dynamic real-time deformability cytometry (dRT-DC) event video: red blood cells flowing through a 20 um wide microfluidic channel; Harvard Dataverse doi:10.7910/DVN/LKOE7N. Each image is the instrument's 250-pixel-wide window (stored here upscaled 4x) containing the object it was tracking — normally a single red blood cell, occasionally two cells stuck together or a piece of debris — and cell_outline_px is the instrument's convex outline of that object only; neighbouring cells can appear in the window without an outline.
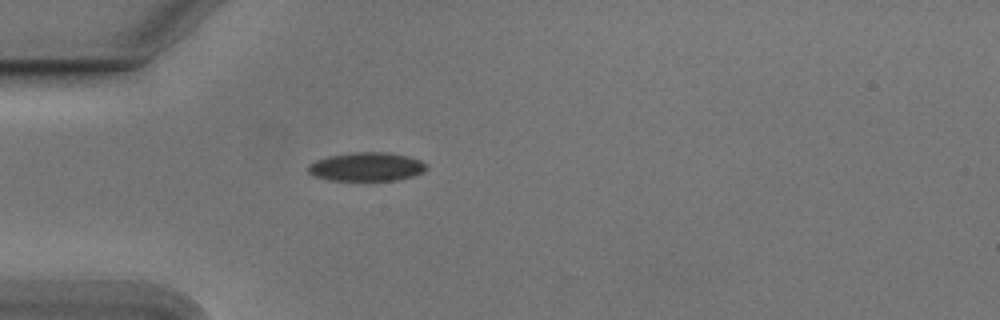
{"species": "Egyptian fruit bat (a non-hibernating species)", "species_latin": "Rousettus aegyptiacus", "temperature_condition": "cold", "stored_images_in_passage": 8, "camera_frame_rate_fps": 3000, "um_per_image_px": 0.085, "animal": {"sex": "male"}, "frame": {"image": 1, "passage_image": 1, "time_ms": 0.0, "image_size_px": [1000, 320], "cell_outline_px": [[428, 168], [424, 172], [412, 176], [396, 180], [328, 180], [312, 176], [308, 172], [308, 164], [316, 160], [328, 156], [352, 152], [388, 152], [408, 156], [420, 160], [428, 164]], "centroid_in_image_um": [31.16, 14.17], "position_along_channel_um": 53.8, "area_um2": 20.0}}